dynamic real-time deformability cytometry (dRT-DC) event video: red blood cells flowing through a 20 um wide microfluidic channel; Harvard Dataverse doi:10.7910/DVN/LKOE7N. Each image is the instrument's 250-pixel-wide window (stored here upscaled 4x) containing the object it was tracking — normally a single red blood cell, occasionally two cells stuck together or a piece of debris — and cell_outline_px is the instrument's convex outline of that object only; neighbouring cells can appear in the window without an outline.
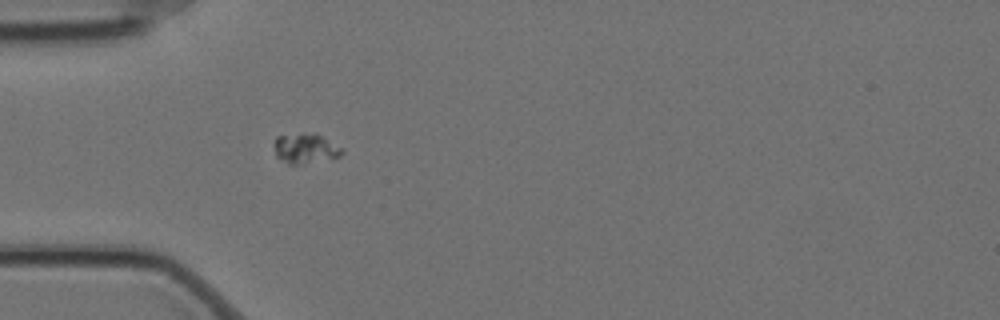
{"species": "Egyptian fruit bat (a non-hibernating species)", "species_latin": "Rousettus aegyptiacus", "temperature_condition": "cold", "stored_images_in_passage": 1, "camera_frame_rate_fps": 3000, "um_per_image_px": 0.085, "animal": {"sex": "female"}, "frame": {"image": 1, "passage_image": 1, "time_ms": 0.0, "image_size_px": [1000, 320], "cell_outline_px": [[344, 152], [340, 156], [304, 164], [288, 164], [276, 156], [276, 136], [316, 132], [344, 148]], "centroid_in_image_um": [26.02, 12.61], "position_along_channel_um": 59.0, "area_um2": 11.85}}